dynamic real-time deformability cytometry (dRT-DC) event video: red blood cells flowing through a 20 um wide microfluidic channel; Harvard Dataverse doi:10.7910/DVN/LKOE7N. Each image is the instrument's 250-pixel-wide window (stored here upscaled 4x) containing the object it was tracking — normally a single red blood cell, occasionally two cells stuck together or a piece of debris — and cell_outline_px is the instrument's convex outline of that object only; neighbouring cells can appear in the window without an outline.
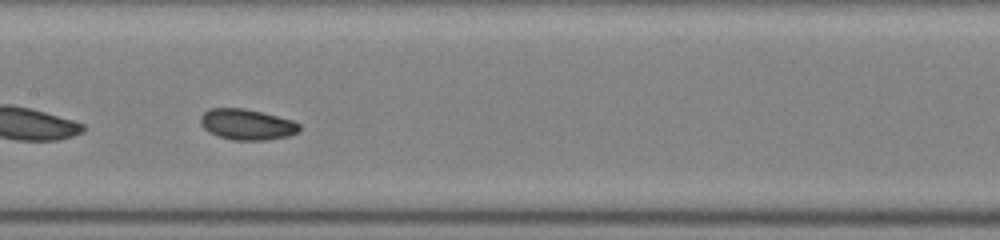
{"species": "common noctule bat (a hibernating species)", "species_latin": "Nyctalus noctula", "temperature_condition": "room temperature", "stored_images_in_passage": 33, "camera_frame_rate_fps": 3000, "um_per_image_px": 0.085, "animal": {"sex": "female", "body_mass_g": 22.0, "forearm_length_mm": 56.7}, "frame": {"image": 1, "passage_image": 10, "time_ms": 3.0, "image_size_px": [1000, 240], "cell_outline_px": [[300, 128], [296, 132], [288, 136], [264, 140], [232, 140], [216, 136], [208, 132], [200, 124], [200, 116], [208, 108], [244, 108], [292, 120], [300, 124]], "centroid_in_image_um": [20.93, 10.58], "position_along_channel_um": 186.5, "area_um2": 17.74}}
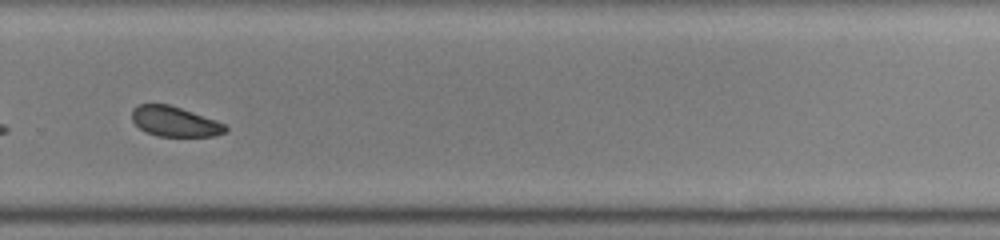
{"frame": {"image": 2, "passage_image": 19, "time_ms": 6.0, "image_size_px": [1000, 240], "cell_outline_px": [[228, 132], [216, 136], [156, 136], [144, 132], [132, 120], [132, 108], [140, 104], [168, 104], [216, 120], [224, 124], [228, 128]], "centroid_in_image_um": [14.86, 10.34], "position_along_channel_um": 314.9, "area_um2": 16.42}}